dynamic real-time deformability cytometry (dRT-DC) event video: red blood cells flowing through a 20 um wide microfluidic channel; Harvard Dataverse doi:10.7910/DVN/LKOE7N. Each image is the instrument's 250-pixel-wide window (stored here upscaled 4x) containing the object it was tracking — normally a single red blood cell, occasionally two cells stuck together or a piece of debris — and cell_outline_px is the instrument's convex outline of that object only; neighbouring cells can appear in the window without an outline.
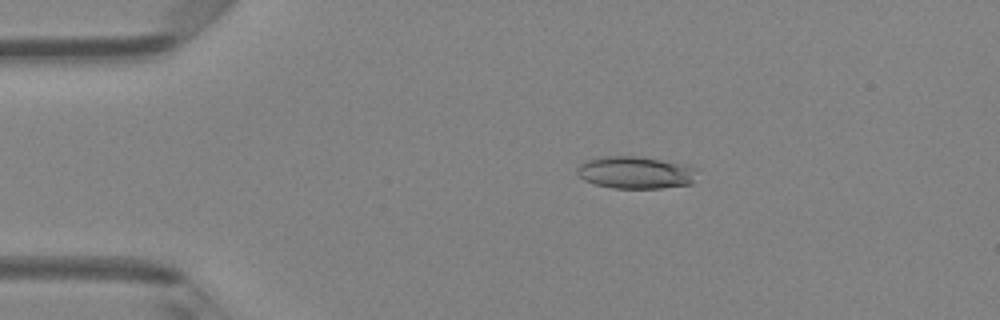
{"species": "Egyptian fruit bat (a non-hibernating species)", "species_latin": "Rousettus aegyptiacus", "temperature_condition": "room temperature", "stored_images_in_passage": 47, "camera_frame_rate_fps": 3000, "um_per_image_px": 0.085, "animal": {"sex": "female"}, "frame": {"image": 1, "passage_image": 9, "time_ms": 2.667, "image_size_px": [1000, 320], "cell_outline_px": [[700, 168], [692, 184], [660, 188], [612, 188], [596, 184], [584, 180], [576, 172], [576, 168], [580, 164], [588, 160], [600, 156], [644, 156], [688, 164]], "centroid_in_image_um": [54.1, 14.64], "position_along_channel_um": 30.9, "area_um2": 23.12}}
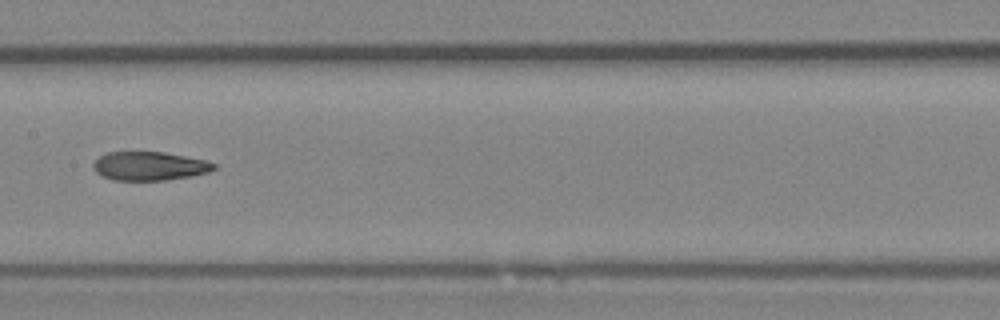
{"frame": {"image": 2, "passage_image": 24, "time_ms": 7.667, "image_size_px": [1000, 320], "cell_outline_px": [[216, 168], [208, 172], [192, 176], [164, 180], [112, 180], [100, 176], [92, 168], [92, 164], [100, 156], [108, 152], [164, 152], [208, 160], [216, 164]], "centroid_in_image_um": [12.7, 14.11], "position_along_channel_um": 194.7, "area_um2": 20.35}}
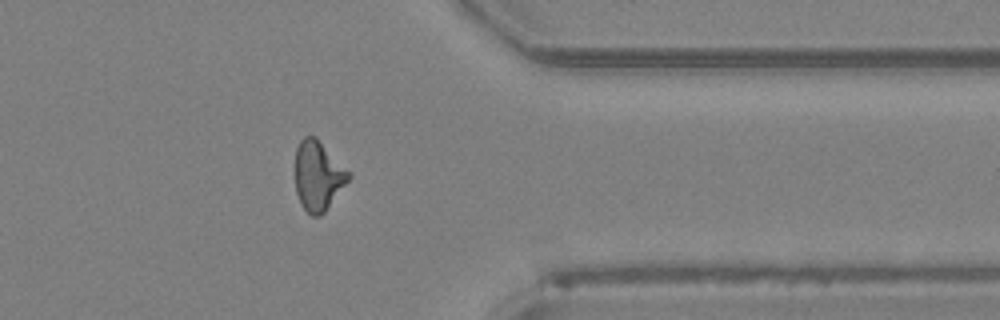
{"frame": {"image": 3, "passage_image": 38, "time_ms": 12.333, "image_size_px": [1000, 320], "cell_outline_px": [[352, 176], [324, 212], [320, 216], [312, 216], [300, 204], [296, 192], [296, 148], [300, 140], [304, 136], [316, 136], [352, 172]], "centroid_in_image_um": [27.06, 14.91], "position_along_channel_um": 384.3, "area_um2": 21.85}, "authors_computed_cell_mechanics": {"area_um2": 21.675, "velocity_mm_per_s": 4.296, "shape_relaxation_time_tau1_ms": null, "shape_relaxation_time_tau2_ms": 3.1662, "deformation_change_tau1": null, "deformation_change_tau2": 0.1181}}